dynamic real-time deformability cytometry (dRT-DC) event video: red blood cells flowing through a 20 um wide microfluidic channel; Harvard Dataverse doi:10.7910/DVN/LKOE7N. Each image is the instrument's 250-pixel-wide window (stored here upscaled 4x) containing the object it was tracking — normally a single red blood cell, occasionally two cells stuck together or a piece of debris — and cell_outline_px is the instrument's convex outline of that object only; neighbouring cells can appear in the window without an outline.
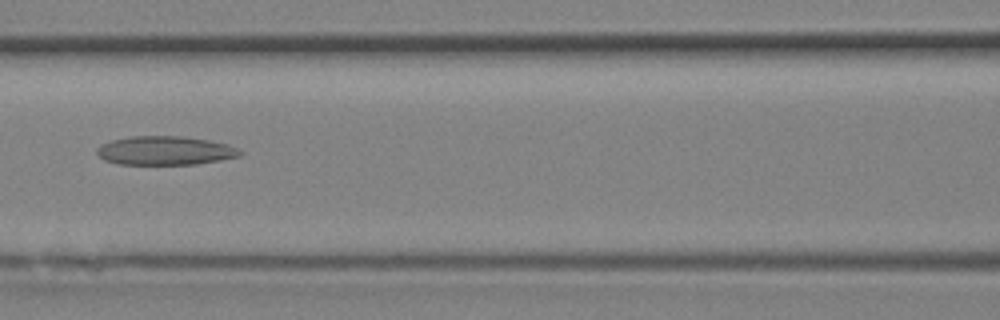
{"species": "Egyptian fruit bat (a non-hibernating species)", "species_latin": "Rousettus aegyptiacus", "temperature_condition": "room temperature", "stored_images_in_passage": 10, "camera_frame_rate_fps": 3000, "um_per_image_px": 0.085, "animal": {"sex": "female"}, "frame": {"image": 1, "passage_image": 7, "time_ms": 2.0, "image_size_px": [1000, 320], "cell_outline_px": [[244, 152], [240, 156], [220, 160], [196, 164], [120, 164], [104, 160], [96, 152], [96, 148], [100, 144], [112, 140], [128, 136], [180, 136], [208, 140], [228, 144]], "centroid_in_image_um": [14.02, 12.79], "position_along_channel_um": 152.6, "area_um2": 24.04}}
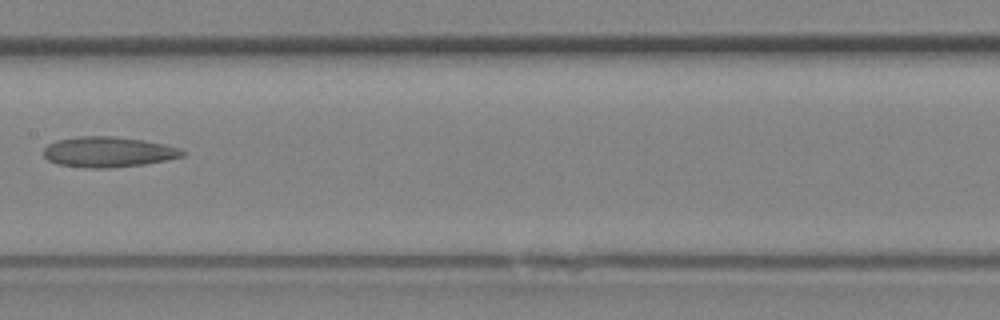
{"frame": {"image": 2, "passage_image": 9, "time_ms": 2.667, "image_size_px": [1000, 320], "cell_outline_px": [[184, 156], [168, 160], [144, 164], [108, 168], [84, 168], [56, 164], [48, 160], [44, 156], [44, 148], [48, 144], [56, 140], [80, 136], [112, 136], [140, 140], [164, 144], [180, 148], [184, 152]], "centroid_in_image_um": [9.17, 12.92], "position_along_channel_um": 198.2, "area_um2": 24.62}}